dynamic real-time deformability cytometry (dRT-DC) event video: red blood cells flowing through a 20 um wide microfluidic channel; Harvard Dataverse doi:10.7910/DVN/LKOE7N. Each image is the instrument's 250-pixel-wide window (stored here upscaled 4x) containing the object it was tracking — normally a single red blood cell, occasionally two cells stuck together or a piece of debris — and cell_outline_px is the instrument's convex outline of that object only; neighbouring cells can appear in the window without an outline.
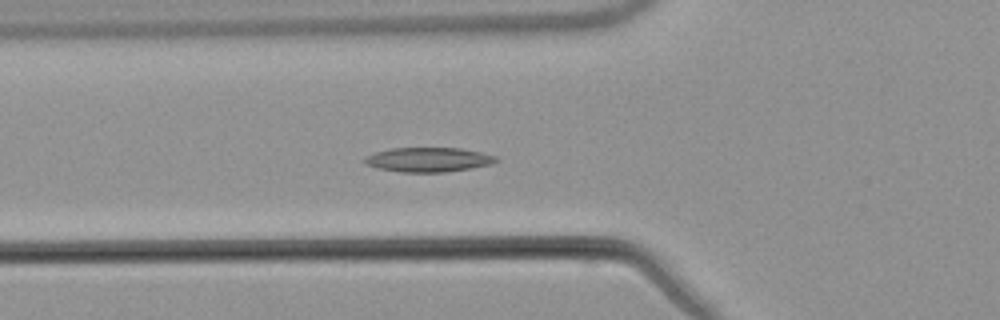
{"species": "common noctule bat (a hibernating species)", "species_latin": "Nyctalus noctula", "temperature_condition": "warm", "stored_images_in_passage": 40, "camera_frame_rate_fps": 3000, "um_per_image_px": 0.085, "animal": {"sex": "male", "body_mass_g": 21.5, "forearm_length_mm": 52.0}, "frame": {"image": 1, "passage_image": 5, "time_ms": 1.333, "image_size_px": [1000, 320], "cell_outline_px": [[500, 160], [492, 164], [444, 172], [400, 172], [376, 168], [364, 164], [360, 160], [364, 156], [376, 152], [392, 148], [460, 148], [480, 152], [496, 156]], "centroid_in_image_um": [36.34, 13.57], "position_along_channel_um": 89.5, "area_um2": 18.84}}
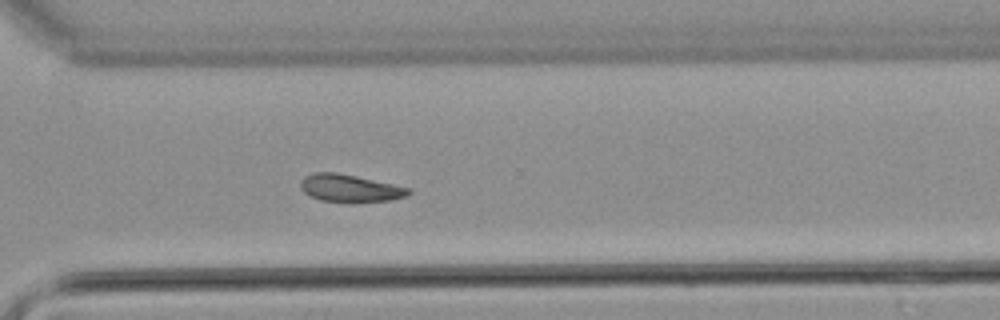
{"frame": {"image": 2, "passage_image": 25, "time_ms": 8.0, "image_size_px": [1000, 320], "cell_outline_px": [[412, 192], [408, 196], [392, 200], [320, 200], [304, 192], [300, 188], [300, 180], [304, 176], [316, 172], [336, 172], [356, 176], [392, 184], [408, 188]], "centroid_in_image_um": [29.71, 15.96], "position_along_channel_um": 340.9, "area_um2": 16.65}}
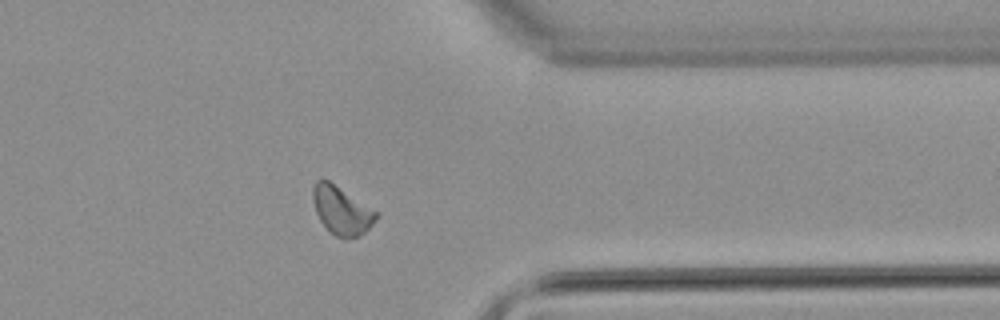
{"frame": {"image": 3, "passage_image": 29, "time_ms": 9.333, "image_size_px": [1000, 320], "cell_outline_px": [[376, 220], [360, 236], [344, 240], [336, 236], [320, 220], [316, 212], [312, 200], [312, 188], [316, 180], [328, 180], [376, 212]], "centroid_in_image_um": [28.99, 17.91], "position_along_channel_um": 382.4, "area_um2": 17.28}}